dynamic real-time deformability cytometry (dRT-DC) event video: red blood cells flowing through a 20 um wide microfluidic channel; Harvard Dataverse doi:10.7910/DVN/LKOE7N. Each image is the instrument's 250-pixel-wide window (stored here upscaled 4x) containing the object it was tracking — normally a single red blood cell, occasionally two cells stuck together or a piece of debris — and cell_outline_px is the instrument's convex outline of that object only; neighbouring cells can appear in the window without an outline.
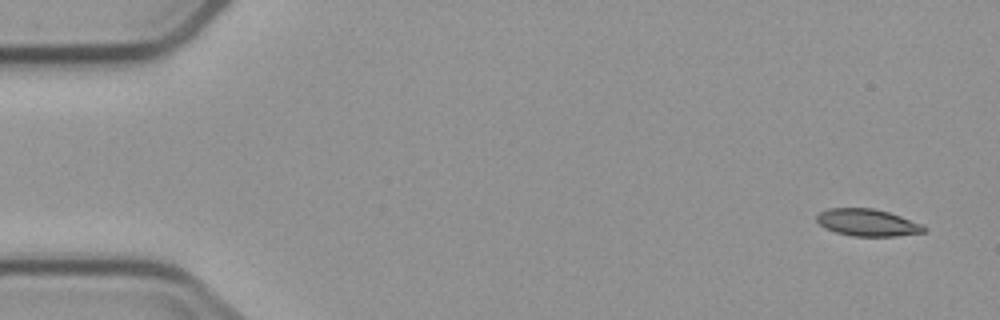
{"species": "common noctule bat (a hibernating species)", "species_latin": "Nyctalus noctula", "temperature_condition": "cold", "stored_images_in_passage": 8, "camera_frame_rate_fps": 3000, "um_per_image_px": 0.085, "animal": {"sex": "male", "body_mass_g": 23.1, "forearm_length_mm": 52.7}, "frame": {"image": 1, "passage_image": 1, "time_ms": 0.0, "image_size_px": [1000, 320], "cell_outline_px": [[928, 228], [924, 232], [896, 236], [852, 236], [836, 232], [824, 228], [816, 220], [816, 216], [820, 212], [828, 208], [872, 208], [888, 212], [924, 224]], "centroid_in_image_um": [73.75, 18.92], "position_along_channel_um": 11.3, "area_um2": 16.99}}
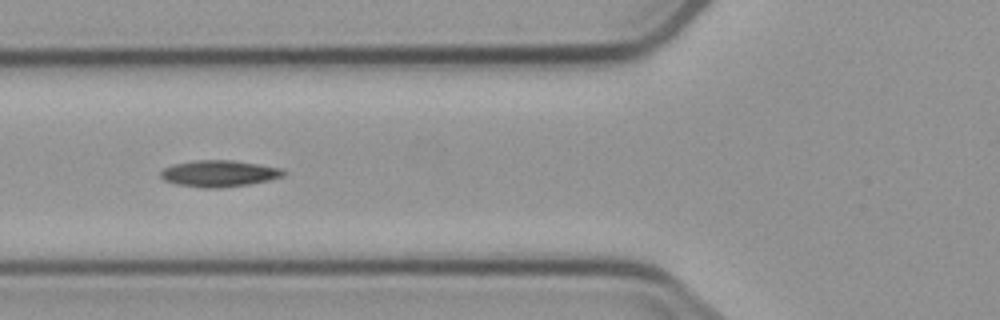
{"frame": {"image": 2, "passage_image": 6, "time_ms": 6.0, "image_size_px": [1000, 320], "cell_outline_px": [[288, 172], [284, 176], [268, 180], [248, 184], [220, 188], [204, 188], [176, 184], [164, 180], [160, 176], [160, 172], [164, 168], [172, 164], [196, 160], [232, 160], [284, 168]], "centroid_in_image_um": [18.64, 14.74], "position_along_channel_um": 107.2, "area_um2": 19.07}}
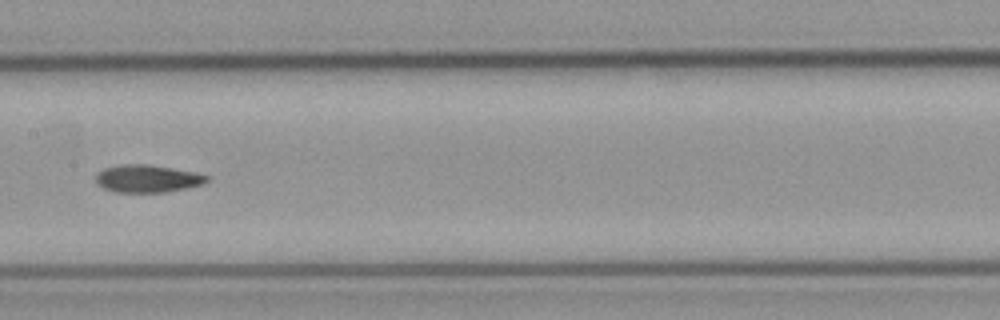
{"frame": {"image": 3, "passage_image": 8, "time_ms": 8.333, "image_size_px": [1000, 320], "cell_outline_px": [[208, 180], [204, 184], [188, 188], [168, 192], [116, 192], [104, 188], [96, 184], [96, 176], [104, 168], [124, 164], [144, 164], [196, 172], [208, 176]], "centroid_in_image_um": [12.55, 15.19], "position_along_channel_um": 194.8, "area_um2": 17.74}}